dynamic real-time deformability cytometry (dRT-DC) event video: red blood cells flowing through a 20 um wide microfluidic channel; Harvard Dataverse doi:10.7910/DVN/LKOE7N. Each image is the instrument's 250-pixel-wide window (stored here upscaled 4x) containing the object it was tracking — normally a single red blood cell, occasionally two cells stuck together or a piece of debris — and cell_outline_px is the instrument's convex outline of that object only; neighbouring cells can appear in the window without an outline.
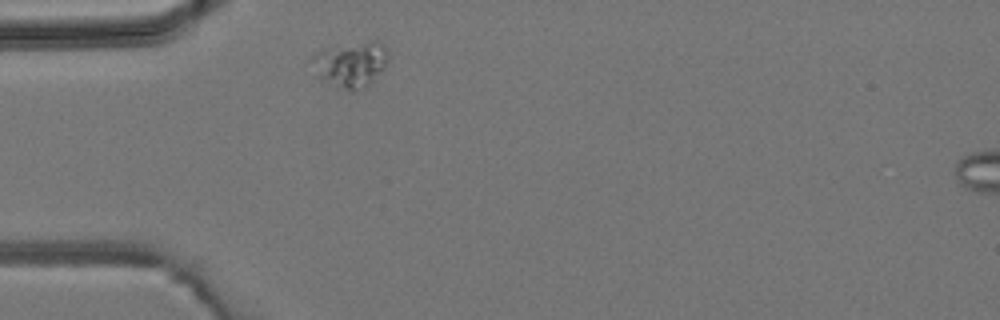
{"species": "common noctule bat (a hibernating species)", "species_latin": "Nyctalus noctula", "temperature_condition": "room temperature", "stored_images_in_passage": 2, "camera_frame_rate_fps": 3000, "um_per_image_px": 0.085, "animal": {"sex": "male", "body_mass_g": 19.2, "forearm_length_mm": 51.8}, "frame": {"image": 1, "passage_image": 1, "time_ms": 0.0, "image_size_px": [1000, 320], "cell_outline_px": [[388, 64], [376, 80], [372, 84], [352, 92], [336, 88], [320, 80], [308, 60], [312, 56], [324, 48], [368, 40], [380, 40], [388, 48]], "centroid_in_image_um": [29.84, 5.47], "position_along_channel_um": 55.2, "area_um2": 21.33}}